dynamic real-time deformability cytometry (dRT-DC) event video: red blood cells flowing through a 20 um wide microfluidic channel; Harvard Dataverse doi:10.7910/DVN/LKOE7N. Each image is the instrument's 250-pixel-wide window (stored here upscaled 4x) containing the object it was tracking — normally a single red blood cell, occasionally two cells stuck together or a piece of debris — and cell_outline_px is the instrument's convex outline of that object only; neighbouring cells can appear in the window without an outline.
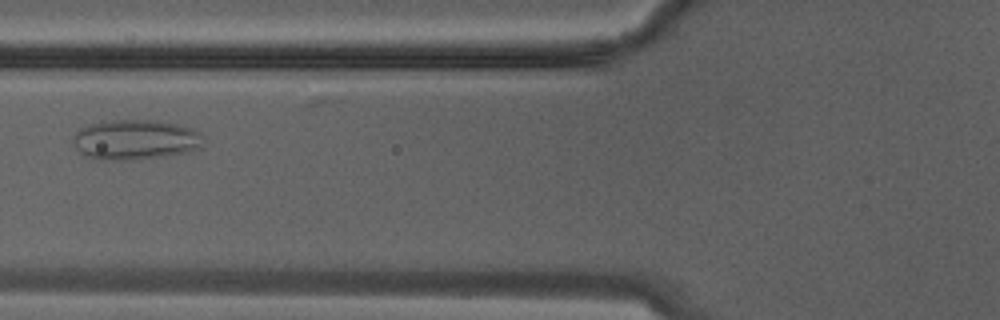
{"species": "Egyptian fruit bat (a non-hibernating species)", "species_latin": "Rousettus aegyptiacus", "temperature_condition": "warm", "stored_images_in_passage": 22, "camera_frame_rate_fps": 3000, "um_per_image_px": 0.085, "animal": {"sex": "male"}, "frame": {"image": 1, "passage_image": 4, "time_ms": 1.0, "image_size_px": [1000, 320], "cell_outline_px": [[200, 148], [188, 152], [164, 156], [128, 160], [92, 160], [84, 156], [72, 144], [72, 136], [80, 128], [88, 124], [112, 120], [152, 120], [180, 124], [192, 128], [200, 132]], "centroid_in_image_um": [11.43, 11.88], "position_along_channel_um": 114.4, "area_um2": 30.69}}
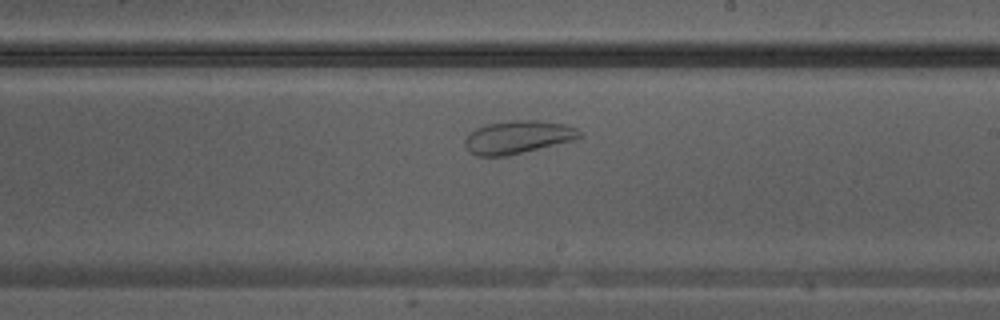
{"frame": {"image": 2, "passage_image": 10, "time_ms": 3.0, "image_size_px": [1000, 320], "cell_outline_px": [[580, 136], [572, 140], [504, 156], [476, 156], [468, 152], [464, 144], [464, 140], [476, 128], [484, 124], [512, 120], [536, 120], [564, 124], [576, 128], [580, 132]], "centroid_in_image_um": [43.94, 11.65], "position_along_channel_um": 245.1, "area_um2": 21.68}}
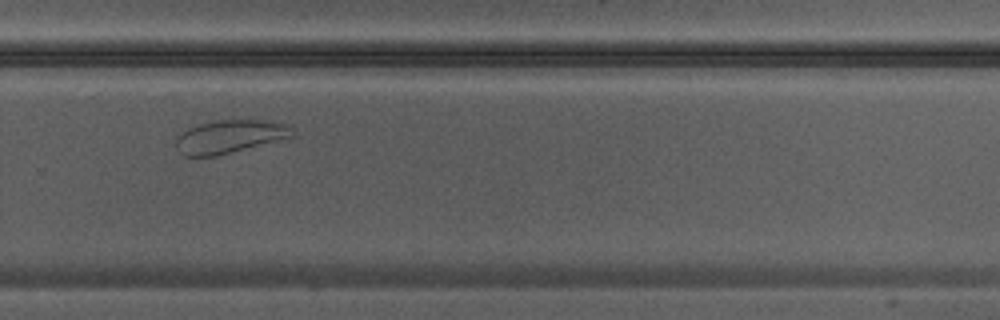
{"frame": {"image": 3, "passage_image": 13, "time_ms": 4.0, "image_size_px": [1000, 320], "cell_outline_px": [[292, 136], [216, 156], [184, 156], [176, 148], [176, 136], [180, 132], [188, 128], [200, 124], [220, 120], [264, 120], [284, 124], [288, 128]], "centroid_in_image_um": [19.4, 11.61], "position_along_channel_um": 310.4, "area_um2": 21.85}}